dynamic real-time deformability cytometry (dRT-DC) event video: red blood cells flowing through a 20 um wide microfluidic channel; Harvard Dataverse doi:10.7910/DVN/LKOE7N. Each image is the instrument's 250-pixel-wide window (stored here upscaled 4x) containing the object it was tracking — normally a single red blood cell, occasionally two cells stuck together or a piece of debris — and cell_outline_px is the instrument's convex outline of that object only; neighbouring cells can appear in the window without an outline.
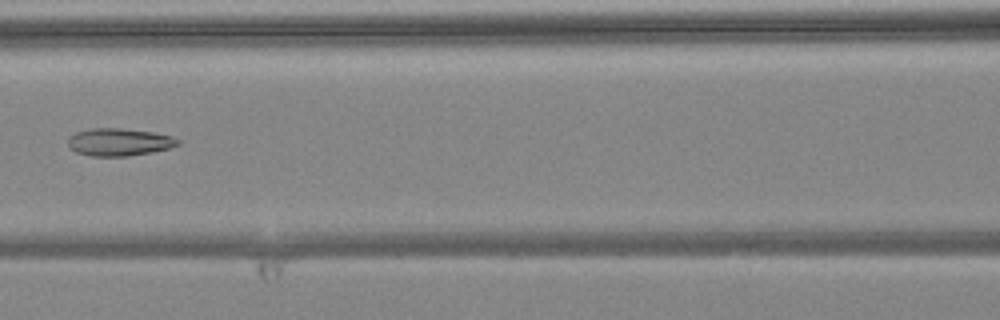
{"species": "common noctule bat (a hibernating species)", "species_latin": "Nyctalus noctula", "temperature_condition": "warm", "stored_images_in_passage": 6, "camera_frame_rate_fps": 3000, "um_per_image_px": 0.085, "animal": {"sex": "female", "body_mass_g": 24.6, "forearm_length_mm": 56.2}, "frame": {"image": 1, "passage_image": 6, "time_ms": 1.667, "image_size_px": [1000, 320], "cell_outline_px": [[180, 144], [168, 148], [152, 152], [128, 156], [92, 156], [76, 152], [68, 148], [68, 136], [76, 132], [88, 128], [120, 128], [152, 132], [172, 136], [180, 140]], "centroid_in_image_um": [10.09, 12.07], "position_along_channel_um": 156.5, "area_um2": 17.74}}